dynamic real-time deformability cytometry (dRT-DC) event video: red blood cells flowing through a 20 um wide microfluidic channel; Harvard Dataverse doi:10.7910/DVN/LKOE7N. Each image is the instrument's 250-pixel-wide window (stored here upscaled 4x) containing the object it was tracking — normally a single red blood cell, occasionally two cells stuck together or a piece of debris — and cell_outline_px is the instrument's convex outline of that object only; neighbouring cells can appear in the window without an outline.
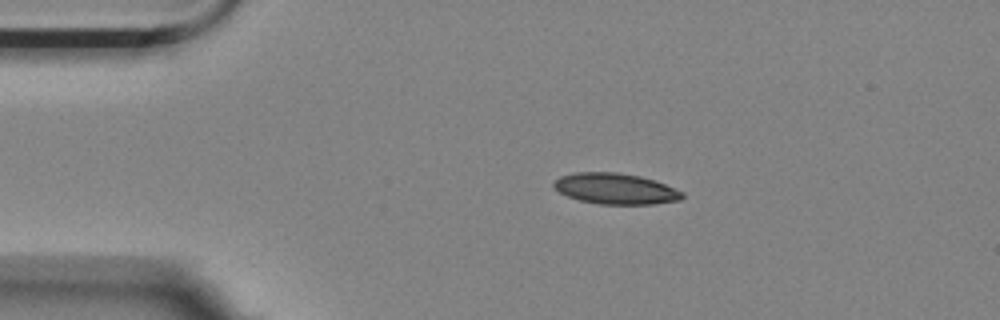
{"species": "Egyptian fruit bat (a non-hibernating species)", "species_latin": "Rousettus aegyptiacus", "temperature_condition": "room temperature", "stored_images_in_passage": 5, "camera_frame_rate_fps": 3000, "um_per_image_px": 0.085, "animal": {"sex": "female"}, "frame": {"image": 1, "passage_image": 1, "time_ms": 0.0, "image_size_px": [1000, 320], "cell_outline_px": [[684, 196], [680, 200], [656, 204], [596, 204], [580, 200], [568, 196], [560, 192], [552, 184], [560, 176], [576, 172], [616, 172], [640, 176], [664, 184], [684, 192]], "centroid_in_image_um": [52.33, 16.04], "position_along_channel_um": 32.7, "area_um2": 23.0}}
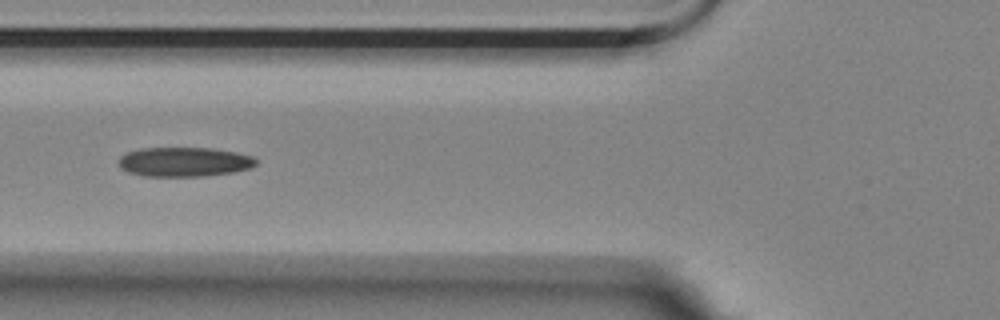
{"frame": {"image": 2, "passage_image": 4, "time_ms": 1.0, "image_size_px": [1000, 320], "cell_outline_px": [[256, 164], [252, 168], [232, 172], [204, 176], [144, 176], [128, 172], [120, 168], [120, 156], [128, 152], [140, 148], [212, 148], [236, 152], [252, 156], [256, 160]], "centroid_in_image_um": [15.67, 13.76], "position_along_channel_um": 110.1, "area_um2": 23.52}}
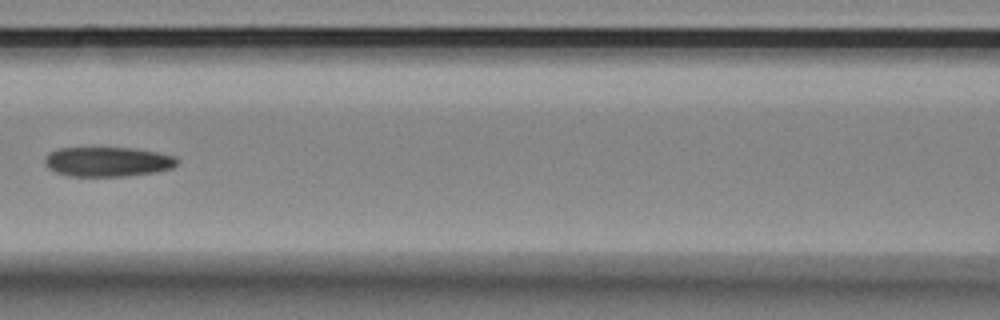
{"frame": {"image": 3, "passage_image": 5, "time_ms": 1.333, "image_size_px": [1000, 320], "cell_outline_px": [[176, 164], [172, 168], [156, 172], [128, 176], [72, 176], [56, 172], [48, 168], [44, 164], [44, 160], [48, 152], [60, 148], [132, 148], [156, 152], [176, 156]], "centroid_in_image_um": [9.13, 13.75], "position_along_channel_um": 157.5, "area_um2": 22.83}}